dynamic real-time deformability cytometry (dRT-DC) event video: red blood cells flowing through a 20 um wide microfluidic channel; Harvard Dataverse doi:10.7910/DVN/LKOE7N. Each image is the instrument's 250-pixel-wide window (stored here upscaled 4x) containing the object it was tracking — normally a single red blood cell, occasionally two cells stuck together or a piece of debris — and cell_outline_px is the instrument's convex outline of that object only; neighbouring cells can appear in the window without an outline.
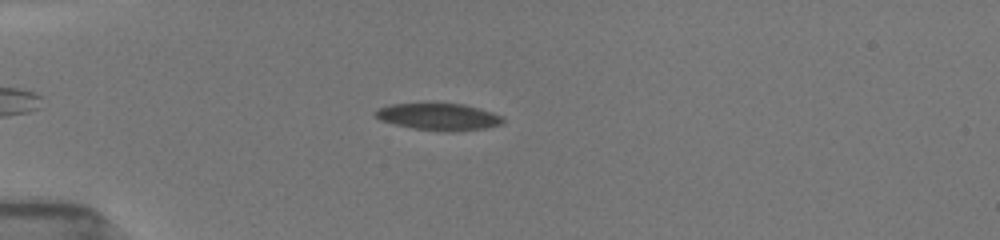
{"species": "common noctule bat (a hibernating species)", "species_latin": "Nyctalus noctula", "temperature_condition": "room temperature", "stored_images_in_passage": 6, "camera_frame_rate_fps": 3000, "um_per_image_px": 0.085, "animal": {"sex": "female", "body_mass_g": 19.5, "forearm_length_mm": 54.1}, "frame": {"image": 1, "passage_image": 5, "time_ms": 3.333, "image_size_px": [1000, 240], "cell_outline_px": [[504, 120], [500, 124], [484, 128], [448, 132], [412, 128], [380, 120], [372, 112], [376, 108], [392, 104], [464, 104], [480, 108], [492, 112], [500, 116]], "centroid_in_image_um": [37.25, 9.92], "position_along_channel_um": 47.8, "area_um2": 19.77}}